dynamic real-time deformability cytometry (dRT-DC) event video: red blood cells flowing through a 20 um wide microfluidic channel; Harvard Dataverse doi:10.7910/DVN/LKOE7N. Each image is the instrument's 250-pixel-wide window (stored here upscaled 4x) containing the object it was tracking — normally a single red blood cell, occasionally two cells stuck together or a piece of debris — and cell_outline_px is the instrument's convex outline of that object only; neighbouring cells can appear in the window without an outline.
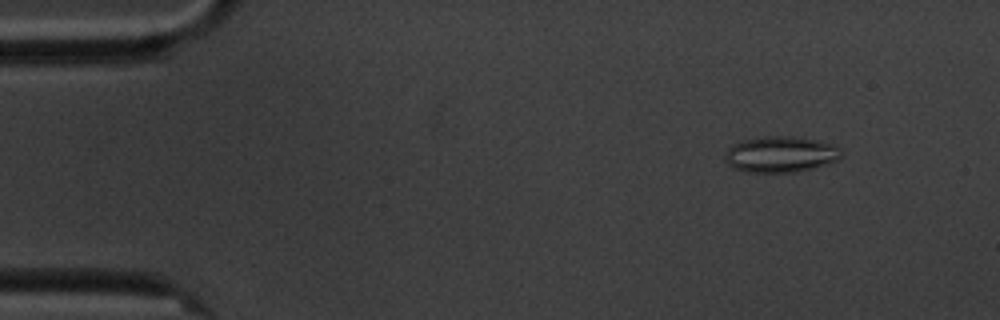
{"species": "common noctule bat (a hibernating species)", "species_latin": "Nyctalus noctula", "temperature_condition": "cold", "stored_images_in_passage": 5, "camera_frame_rate_fps": 3000, "um_per_image_px": 0.085, "animal": {"sex": "male", "body_mass_g": 20.1, "forearm_length_mm": 53.5}, "frame": {"image": 1, "passage_image": 2, "time_ms": 1.0, "image_size_px": [1000, 320], "cell_outline_px": [[840, 160], [816, 168], [796, 172], [748, 172], [736, 168], [728, 164], [724, 160], [724, 152], [732, 144], [744, 140], [764, 136], [784, 136], [816, 140], [832, 144], [840, 148]], "centroid_in_image_um": [66.35, 13.13], "position_along_channel_um": 18.7, "area_um2": 24.45}}
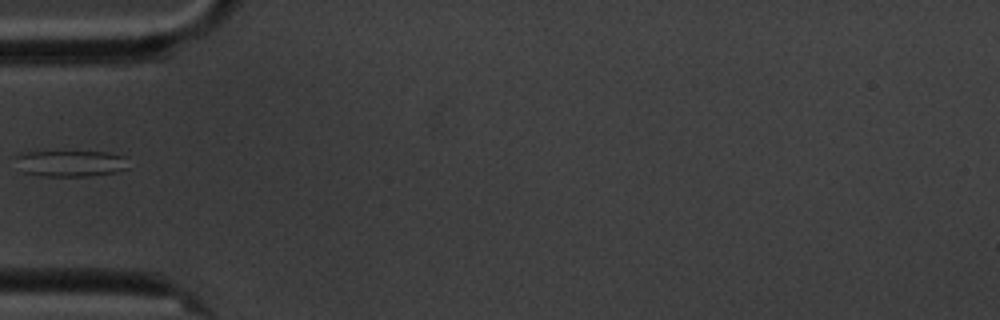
{"frame": {"image": 2, "passage_image": 5, "time_ms": 5.333, "image_size_px": [1000, 320], "cell_outline_px": [[128, 168], [116, 172], [88, 176], [40, 176], [24, 172], [16, 156], [24, 152], [108, 152], [124, 156]], "centroid_in_image_um": [6.05, 13.89], "position_along_channel_um": 79.0, "area_um2": 16.94}}